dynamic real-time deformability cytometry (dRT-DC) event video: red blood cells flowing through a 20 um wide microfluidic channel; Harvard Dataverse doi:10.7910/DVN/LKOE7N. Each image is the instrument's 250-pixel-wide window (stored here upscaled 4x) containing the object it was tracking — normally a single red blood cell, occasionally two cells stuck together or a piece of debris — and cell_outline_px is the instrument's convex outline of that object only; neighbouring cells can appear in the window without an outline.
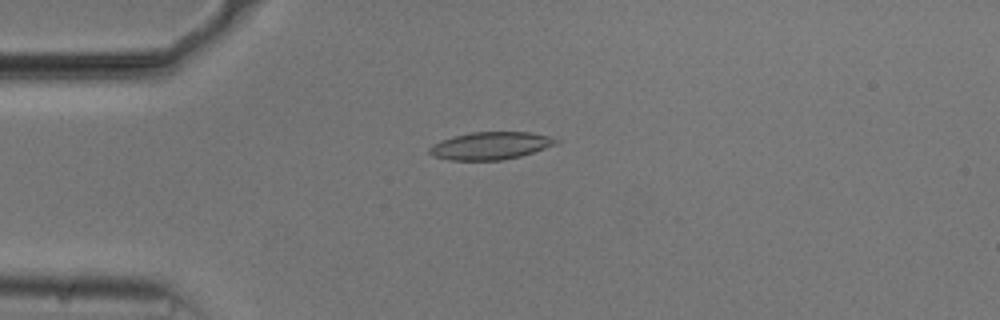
{"species": "common noctule bat (a hibernating species)", "species_latin": "Nyctalus noctula", "temperature_condition": "cold", "stored_images_in_passage": 17, "camera_frame_rate_fps": 3000, "um_per_image_px": 0.085, "animal": {"sex": "male", "body_mass_g": 20.5, "forearm_length_mm": 52.5}, "frame": {"image": 1, "passage_image": 3, "time_ms": 0.667, "image_size_px": [1000, 320], "cell_outline_px": [[560, 140], [556, 144], [520, 156], [504, 160], [448, 160], [432, 156], [428, 152], [428, 148], [432, 144], [440, 140], [472, 132], [528, 132], [548, 136]], "centroid_in_image_um": [41.64, 12.39], "position_along_channel_um": 43.4, "area_um2": 20.23}}
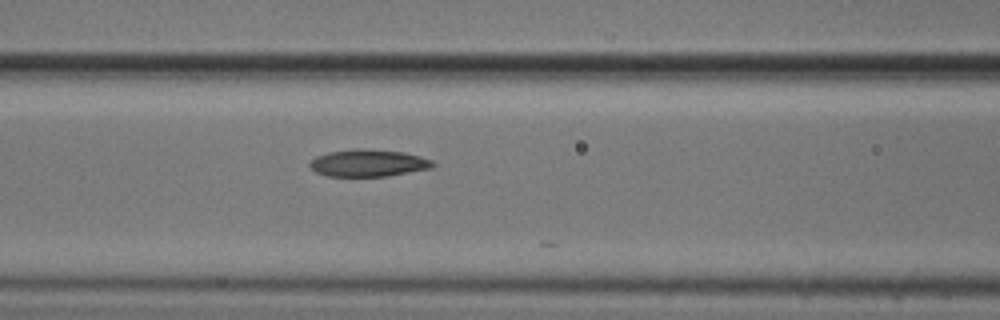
{"frame": {"image": 2, "passage_image": 12, "time_ms": 3.667, "image_size_px": [1000, 320], "cell_outline_px": [[436, 164], [432, 168], [388, 176], [328, 176], [316, 172], [308, 164], [316, 156], [328, 152], [356, 148], [364, 148], [404, 152], [420, 156], [432, 160]], "centroid_in_image_um": [31.33, 13.85], "position_along_channel_um": 135.3, "area_um2": 19.54}}
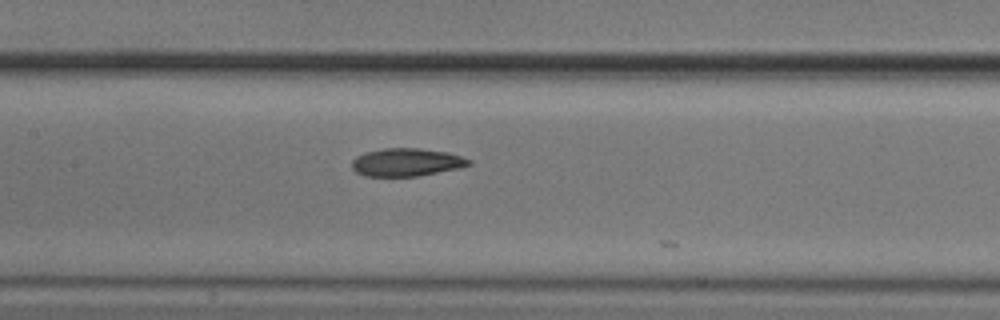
{"frame": {"image": 3, "passage_image": 15, "time_ms": 4.667, "image_size_px": [1000, 320], "cell_outline_px": [[472, 164], [460, 168], [416, 176], [364, 176], [356, 172], [352, 168], [352, 160], [356, 156], [364, 152], [384, 148], [420, 148], [448, 152], [472, 160]], "centroid_in_image_um": [34.55, 13.78], "position_along_channel_um": 172.9, "area_um2": 19.13}}